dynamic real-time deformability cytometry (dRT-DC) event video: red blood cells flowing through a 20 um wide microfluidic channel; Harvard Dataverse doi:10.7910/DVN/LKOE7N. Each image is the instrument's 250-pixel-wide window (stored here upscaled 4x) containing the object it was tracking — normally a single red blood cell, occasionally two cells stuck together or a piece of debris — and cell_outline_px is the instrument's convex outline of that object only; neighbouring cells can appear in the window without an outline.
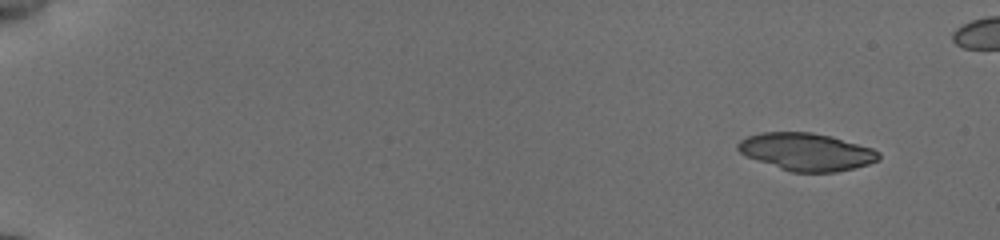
{"species": "common noctule bat (a hibernating species)", "species_latin": "Nyctalus noctula", "temperature_condition": "cold", "stored_images_in_passage": 50, "camera_frame_rate_fps": 3000, "um_per_image_px": 0.085, "animal": {"sex": "female", "body_mass_g": 19.5, "forearm_length_mm": 54.1}, "frame": {"image": 1, "passage_image": 1, "time_ms": 0.0, "image_size_px": [1000, 240], "cell_outline_px": [[880, 160], [868, 164], [836, 172], [792, 172], [780, 168], [748, 156], [740, 152], [736, 148], [736, 144], [740, 140], [748, 136], [760, 132], [812, 132], [832, 136], [872, 148], [880, 152]], "centroid_in_image_um": [68.57, 12.89], "position_along_channel_um": 16.4, "area_um2": 30.63}}